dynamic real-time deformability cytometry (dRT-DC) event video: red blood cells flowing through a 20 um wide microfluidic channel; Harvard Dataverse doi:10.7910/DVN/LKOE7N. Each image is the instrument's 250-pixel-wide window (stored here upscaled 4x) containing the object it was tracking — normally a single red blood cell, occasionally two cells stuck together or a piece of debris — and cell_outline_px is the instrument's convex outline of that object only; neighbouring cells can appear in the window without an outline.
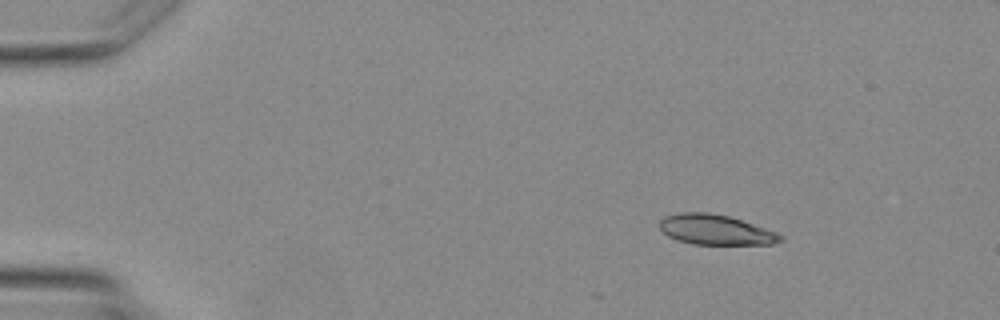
{"species": "Egyptian fruit bat (a non-hibernating species)", "species_latin": "Rousettus aegyptiacus", "temperature_condition": "warm", "stored_images_in_passage": 5, "segment_of_instrument_passage": [1, 2], "camera_frame_rate_fps": 3000, "um_per_image_px": 0.085, "animal": {"sex": "female"}, "frame": {"image": 1, "passage_image": 2, "time_ms": 1.667, "image_size_px": [1000, 320], "cell_outline_px": [[784, 240], [772, 244], [692, 244], [676, 240], [668, 236], [660, 228], [660, 220], [664, 216], [680, 212], [708, 212], [728, 216], [776, 232], [784, 236]], "centroid_in_image_um": [60.8, 19.53], "position_along_channel_um": 24.2, "area_um2": 21.1}}